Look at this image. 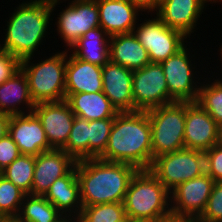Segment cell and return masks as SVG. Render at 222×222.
<instances>
[{
    "label": "cell",
    "mask_w": 222,
    "mask_h": 222,
    "mask_svg": "<svg viewBox=\"0 0 222 222\" xmlns=\"http://www.w3.org/2000/svg\"><path fill=\"white\" fill-rule=\"evenodd\" d=\"M67 53L68 50L62 51L36 64L30 62L33 57L21 61V69L27 76L30 96L35 104L65 100Z\"/></svg>",
    "instance_id": "cell-5"
},
{
    "label": "cell",
    "mask_w": 222,
    "mask_h": 222,
    "mask_svg": "<svg viewBox=\"0 0 222 222\" xmlns=\"http://www.w3.org/2000/svg\"><path fill=\"white\" fill-rule=\"evenodd\" d=\"M134 111H147L169 104V91L160 63H149L133 71Z\"/></svg>",
    "instance_id": "cell-10"
},
{
    "label": "cell",
    "mask_w": 222,
    "mask_h": 222,
    "mask_svg": "<svg viewBox=\"0 0 222 222\" xmlns=\"http://www.w3.org/2000/svg\"><path fill=\"white\" fill-rule=\"evenodd\" d=\"M187 49L185 45L175 55L160 63L168 86L169 104L173 102H196L198 97L200 87H197L196 82L194 83V73H192L194 71H192Z\"/></svg>",
    "instance_id": "cell-11"
},
{
    "label": "cell",
    "mask_w": 222,
    "mask_h": 222,
    "mask_svg": "<svg viewBox=\"0 0 222 222\" xmlns=\"http://www.w3.org/2000/svg\"><path fill=\"white\" fill-rule=\"evenodd\" d=\"M63 150L76 161L89 159V121L75 116L73 126Z\"/></svg>",
    "instance_id": "cell-28"
},
{
    "label": "cell",
    "mask_w": 222,
    "mask_h": 222,
    "mask_svg": "<svg viewBox=\"0 0 222 222\" xmlns=\"http://www.w3.org/2000/svg\"><path fill=\"white\" fill-rule=\"evenodd\" d=\"M8 134L21 154L37 156L52 149L40 120L33 112L11 115Z\"/></svg>",
    "instance_id": "cell-15"
},
{
    "label": "cell",
    "mask_w": 222,
    "mask_h": 222,
    "mask_svg": "<svg viewBox=\"0 0 222 222\" xmlns=\"http://www.w3.org/2000/svg\"><path fill=\"white\" fill-rule=\"evenodd\" d=\"M3 50H2V46H1V44H0V53L2 52Z\"/></svg>",
    "instance_id": "cell-44"
},
{
    "label": "cell",
    "mask_w": 222,
    "mask_h": 222,
    "mask_svg": "<svg viewBox=\"0 0 222 222\" xmlns=\"http://www.w3.org/2000/svg\"><path fill=\"white\" fill-rule=\"evenodd\" d=\"M206 173L215 181L222 182V144L217 143L206 152Z\"/></svg>",
    "instance_id": "cell-34"
},
{
    "label": "cell",
    "mask_w": 222,
    "mask_h": 222,
    "mask_svg": "<svg viewBox=\"0 0 222 222\" xmlns=\"http://www.w3.org/2000/svg\"><path fill=\"white\" fill-rule=\"evenodd\" d=\"M221 47H222V45H221ZM220 51H221L220 54H221V57H222V48H220Z\"/></svg>",
    "instance_id": "cell-45"
},
{
    "label": "cell",
    "mask_w": 222,
    "mask_h": 222,
    "mask_svg": "<svg viewBox=\"0 0 222 222\" xmlns=\"http://www.w3.org/2000/svg\"><path fill=\"white\" fill-rule=\"evenodd\" d=\"M109 55L111 62L133 71L151 63L148 51L133 33L110 36Z\"/></svg>",
    "instance_id": "cell-22"
},
{
    "label": "cell",
    "mask_w": 222,
    "mask_h": 222,
    "mask_svg": "<svg viewBox=\"0 0 222 222\" xmlns=\"http://www.w3.org/2000/svg\"><path fill=\"white\" fill-rule=\"evenodd\" d=\"M80 222H129L123 203L83 206L77 217Z\"/></svg>",
    "instance_id": "cell-29"
},
{
    "label": "cell",
    "mask_w": 222,
    "mask_h": 222,
    "mask_svg": "<svg viewBox=\"0 0 222 222\" xmlns=\"http://www.w3.org/2000/svg\"><path fill=\"white\" fill-rule=\"evenodd\" d=\"M217 143L219 126L215 120L197 102H185V148L206 152Z\"/></svg>",
    "instance_id": "cell-14"
},
{
    "label": "cell",
    "mask_w": 222,
    "mask_h": 222,
    "mask_svg": "<svg viewBox=\"0 0 222 222\" xmlns=\"http://www.w3.org/2000/svg\"><path fill=\"white\" fill-rule=\"evenodd\" d=\"M219 143L222 144V125L219 127Z\"/></svg>",
    "instance_id": "cell-39"
},
{
    "label": "cell",
    "mask_w": 222,
    "mask_h": 222,
    "mask_svg": "<svg viewBox=\"0 0 222 222\" xmlns=\"http://www.w3.org/2000/svg\"><path fill=\"white\" fill-rule=\"evenodd\" d=\"M107 162L128 163L138 170L152 165L151 125L146 111L119 112L105 151L98 157Z\"/></svg>",
    "instance_id": "cell-1"
},
{
    "label": "cell",
    "mask_w": 222,
    "mask_h": 222,
    "mask_svg": "<svg viewBox=\"0 0 222 222\" xmlns=\"http://www.w3.org/2000/svg\"><path fill=\"white\" fill-rule=\"evenodd\" d=\"M73 220V221H72ZM70 222H80L77 218H71Z\"/></svg>",
    "instance_id": "cell-40"
},
{
    "label": "cell",
    "mask_w": 222,
    "mask_h": 222,
    "mask_svg": "<svg viewBox=\"0 0 222 222\" xmlns=\"http://www.w3.org/2000/svg\"><path fill=\"white\" fill-rule=\"evenodd\" d=\"M145 21L134 27L133 34L148 51L151 63H161L184 47L187 37L182 32L167 27L157 16Z\"/></svg>",
    "instance_id": "cell-9"
},
{
    "label": "cell",
    "mask_w": 222,
    "mask_h": 222,
    "mask_svg": "<svg viewBox=\"0 0 222 222\" xmlns=\"http://www.w3.org/2000/svg\"><path fill=\"white\" fill-rule=\"evenodd\" d=\"M205 1H206V2H209V1H210V3H211V2H215V3H216V1L218 2V0H205ZM221 1H222V0H220V3H221Z\"/></svg>",
    "instance_id": "cell-42"
},
{
    "label": "cell",
    "mask_w": 222,
    "mask_h": 222,
    "mask_svg": "<svg viewBox=\"0 0 222 222\" xmlns=\"http://www.w3.org/2000/svg\"><path fill=\"white\" fill-rule=\"evenodd\" d=\"M100 27L109 35L133 33L139 7L129 0H96Z\"/></svg>",
    "instance_id": "cell-19"
},
{
    "label": "cell",
    "mask_w": 222,
    "mask_h": 222,
    "mask_svg": "<svg viewBox=\"0 0 222 222\" xmlns=\"http://www.w3.org/2000/svg\"><path fill=\"white\" fill-rule=\"evenodd\" d=\"M66 217L44 196L25 195L16 222H62Z\"/></svg>",
    "instance_id": "cell-26"
},
{
    "label": "cell",
    "mask_w": 222,
    "mask_h": 222,
    "mask_svg": "<svg viewBox=\"0 0 222 222\" xmlns=\"http://www.w3.org/2000/svg\"><path fill=\"white\" fill-rule=\"evenodd\" d=\"M77 161L63 149H51L35 156L31 195L43 196L51 184L68 174Z\"/></svg>",
    "instance_id": "cell-16"
},
{
    "label": "cell",
    "mask_w": 222,
    "mask_h": 222,
    "mask_svg": "<svg viewBox=\"0 0 222 222\" xmlns=\"http://www.w3.org/2000/svg\"><path fill=\"white\" fill-rule=\"evenodd\" d=\"M71 49L76 58L102 67L110 60V36L101 27H96L83 34Z\"/></svg>",
    "instance_id": "cell-25"
},
{
    "label": "cell",
    "mask_w": 222,
    "mask_h": 222,
    "mask_svg": "<svg viewBox=\"0 0 222 222\" xmlns=\"http://www.w3.org/2000/svg\"><path fill=\"white\" fill-rule=\"evenodd\" d=\"M196 102L219 127L222 125V80L215 79L211 84L200 85Z\"/></svg>",
    "instance_id": "cell-31"
},
{
    "label": "cell",
    "mask_w": 222,
    "mask_h": 222,
    "mask_svg": "<svg viewBox=\"0 0 222 222\" xmlns=\"http://www.w3.org/2000/svg\"><path fill=\"white\" fill-rule=\"evenodd\" d=\"M62 222H70V218H65Z\"/></svg>",
    "instance_id": "cell-43"
},
{
    "label": "cell",
    "mask_w": 222,
    "mask_h": 222,
    "mask_svg": "<svg viewBox=\"0 0 222 222\" xmlns=\"http://www.w3.org/2000/svg\"><path fill=\"white\" fill-rule=\"evenodd\" d=\"M21 155L16 143L9 134L0 139V172Z\"/></svg>",
    "instance_id": "cell-35"
},
{
    "label": "cell",
    "mask_w": 222,
    "mask_h": 222,
    "mask_svg": "<svg viewBox=\"0 0 222 222\" xmlns=\"http://www.w3.org/2000/svg\"><path fill=\"white\" fill-rule=\"evenodd\" d=\"M132 4L139 7L142 12L148 10V13L150 11H156L159 5L160 0H129Z\"/></svg>",
    "instance_id": "cell-37"
},
{
    "label": "cell",
    "mask_w": 222,
    "mask_h": 222,
    "mask_svg": "<svg viewBox=\"0 0 222 222\" xmlns=\"http://www.w3.org/2000/svg\"><path fill=\"white\" fill-rule=\"evenodd\" d=\"M169 195L170 191L149 169L138 170L123 202L128 221L173 222Z\"/></svg>",
    "instance_id": "cell-4"
},
{
    "label": "cell",
    "mask_w": 222,
    "mask_h": 222,
    "mask_svg": "<svg viewBox=\"0 0 222 222\" xmlns=\"http://www.w3.org/2000/svg\"><path fill=\"white\" fill-rule=\"evenodd\" d=\"M113 123L114 118L89 121V159L105 151Z\"/></svg>",
    "instance_id": "cell-32"
},
{
    "label": "cell",
    "mask_w": 222,
    "mask_h": 222,
    "mask_svg": "<svg viewBox=\"0 0 222 222\" xmlns=\"http://www.w3.org/2000/svg\"><path fill=\"white\" fill-rule=\"evenodd\" d=\"M215 181L204 173L170 192L173 222H195L206 208ZM173 200V201H172Z\"/></svg>",
    "instance_id": "cell-8"
},
{
    "label": "cell",
    "mask_w": 222,
    "mask_h": 222,
    "mask_svg": "<svg viewBox=\"0 0 222 222\" xmlns=\"http://www.w3.org/2000/svg\"><path fill=\"white\" fill-rule=\"evenodd\" d=\"M11 116L5 113H0V139L8 134V125Z\"/></svg>",
    "instance_id": "cell-38"
},
{
    "label": "cell",
    "mask_w": 222,
    "mask_h": 222,
    "mask_svg": "<svg viewBox=\"0 0 222 222\" xmlns=\"http://www.w3.org/2000/svg\"><path fill=\"white\" fill-rule=\"evenodd\" d=\"M195 222H222V182H215L206 208Z\"/></svg>",
    "instance_id": "cell-33"
},
{
    "label": "cell",
    "mask_w": 222,
    "mask_h": 222,
    "mask_svg": "<svg viewBox=\"0 0 222 222\" xmlns=\"http://www.w3.org/2000/svg\"><path fill=\"white\" fill-rule=\"evenodd\" d=\"M59 1L31 0L22 2L7 21L2 50L20 61L30 58L45 37L50 15Z\"/></svg>",
    "instance_id": "cell-3"
},
{
    "label": "cell",
    "mask_w": 222,
    "mask_h": 222,
    "mask_svg": "<svg viewBox=\"0 0 222 222\" xmlns=\"http://www.w3.org/2000/svg\"><path fill=\"white\" fill-rule=\"evenodd\" d=\"M71 55H67L65 95L102 91V67Z\"/></svg>",
    "instance_id": "cell-20"
},
{
    "label": "cell",
    "mask_w": 222,
    "mask_h": 222,
    "mask_svg": "<svg viewBox=\"0 0 222 222\" xmlns=\"http://www.w3.org/2000/svg\"><path fill=\"white\" fill-rule=\"evenodd\" d=\"M40 120L52 149H63L68 142L75 114L64 100L36 103L32 111Z\"/></svg>",
    "instance_id": "cell-13"
},
{
    "label": "cell",
    "mask_w": 222,
    "mask_h": 222,
    "mask_svg": "<svg viewBox=\"0 0 222 222\" xmlns=\"http://www.w3.org/2000/svg\"><path fill=\"white\" fill-rule=\"evenodd\" d=\"M43 196L66 218L67 216L71 218L75 215L77 216L73 218H77L81 213L83 205L80 197L76 166L65 176L56 179ZM72 213L75 214L73 215Z\"/></svg>",
    "instance_id": "cell-21"
},
{
    "label": "cell",
    "mask_w": 222,
    "mask_h": 222,
    "mask_svg": "<svg viewBox=\"0 0 222 222\" xmlns=\"http://www.w3.org/2000/svg\"><path fill=\"white\" fill-rule=\"evenodd\" d=\"M65 101L75 116L88 121L115 118L119 113L102 91L65 95Z\"/></svg>",
    "instance_id": "cell-24"
},
{
    "label": "cell",
    "mask_w": 222,
    "mask_h": 222,
    "mask_svg": "<svg viewBox=\"0 0 222 222\" xmlns=\"http://www.w3.org/2000/svg\"><path fill=\"white\" fill-rule=\"evenodd\" d=\"M149 170L171 192L179 184L206 173L205 155L183 148L156 157Z\"/></svg>",
    "instance_id": "cell-7"
},
{
    "label": "cell",
    "mask_w": 222,
    "mask_h": 222,
    "mask_svg": "<svg viewBox=\"0 0 222 222\" xmlns=\"http://www.w3.org/2000/svg\"><path fill=\"white\" fill-rule=\"evenodd\" d=\"M26 194L0 174V220H15Z\"/></svg>",
    "instance_id": "cell-30"
},
{
    "label": "cell",
    "mask_w": 222,
    "mask_h": 222,
    "mask_svg": "<svg viewBox=\"0 0 222 222\" xmlns=\"http://www.w3.org/2000/svg\"><path fill=\"white\" fill-rule=\"evenodd\" d=\"M205 3V0H160L156 15L167 27L190 37Z\"/></svg>",
    "instance_id": "cell-18"
},
{
    "label": "cell",
    "mask_w": 222,
    "mask_h": 222,
    "mask_svg": "<svg viewBox=\"0 0 222 222\" xmlns=\"http://www.w3.org/2000/svg\"><path fill=\"white\" fill-rule=\"evenodd\" d=\"M21 69V61L11 53H0V85Z\"/></svg>",
    "instance_id": "cell-36"
},
{
    "label": "cell",
    "mask_w": 222,
    "mask_h": 222,
    "mask_svg": "<svg viewBox=\"0 0 222 222\" xmlns=\"http://www.w3.org/2000/svg\"><path fill=\"white\" fill-rule=\"evenodd\" d=\"M137 171L131 164L107 162L99 158L77 161L82 205L123 203L130 180Z\"/></svg>",
    "instance_id": "cell-2"
},
{
    "label": "cell",
    "mask_w": 222,
    "mask_h": 222,
    "mask_svg": "<svg viewBox=\"0 0 222 222\" xmlns=\"http://www.w3.org/2000/svg\"><path fill=\"white\" fill-rule=\"evenodd\" d=\"M29 108L31 113L35 103L30 96L29 83L26 74L20 69L10 79L0 85V113L8 115L25 114L20 110L21 104ZM19 105V106H18Z\"/></svg>",
    "instance_id": "cell-23"
},
{
    "label": "cell",
    "mask_w": 222,
    "mask_h": 222,
    "mask_svg": "<svg viewBox=\"0 0 222 222\" xmlns=\"http://www.w3.org/2000/svg\"><path fill=\"white\" fill-rule=\"evenodd\" d=\"M0 222H16L15 220H0Z\"/></svg>",
    "instance_id": "cell-41"
},
{
    "label": "cell",
    "mask_w": 222,
    "mask_h": 222,
    "mask_svg": "<svg viewBox=\"0 0 222 222\" xmlns=\"http://www.w3.org/2000/svg\"><path fill=\"white\" fill-rule=\"evenodd\" d=\"M146 112L151 125L152 162L156 157L185 148V102H173Z\"/></svg>",
    "instance_id": "cell-6"
},
{
    "label": "cell",
    "mask_w": 222,
    "mask_h": 222,
    "mask_svg": "<svg viewBox=\"0 0 222 222\" xmlns=\"http://www.w3.org/2000/svg\"><path fill=\"white\" fill-rule=\"evenodd\" d=\"M57 21V30L69 48L88 30L100 27L96 0H73Z\"/></svg>",
    "instance_id": "cell-12"
},
{
    "label": "cell",
    "mask_w": 222,
    "mask_h": 222,
    "mask_svg": "<svg viewBox=\"0 0 222 222\" xmlns=\"http://www.w3.org/2000/svg\"><path fill=\"white\" fill-rule=\"evenodd\" d=\"M35 156L21 154L0 174L21 189L26 195H31L34 177Z\"/></svg>",
    "instance_id": "cell-27"
},
{
    "label": "cell",
    "mask_w": 222,
    "mask_h": 222,
    "mask_svg": "<svg viewBox=\"0 0 222 222\" xmlns=\"http://www.w3.org/2000/svg\"><path fill=\"white\" fill-rule=\"evenodd\" d=\"M133 70L110 60L102 66V92L118 112H133Z\"/></svg>",
    "instance_id": "cell-17"
}]
</instances>
